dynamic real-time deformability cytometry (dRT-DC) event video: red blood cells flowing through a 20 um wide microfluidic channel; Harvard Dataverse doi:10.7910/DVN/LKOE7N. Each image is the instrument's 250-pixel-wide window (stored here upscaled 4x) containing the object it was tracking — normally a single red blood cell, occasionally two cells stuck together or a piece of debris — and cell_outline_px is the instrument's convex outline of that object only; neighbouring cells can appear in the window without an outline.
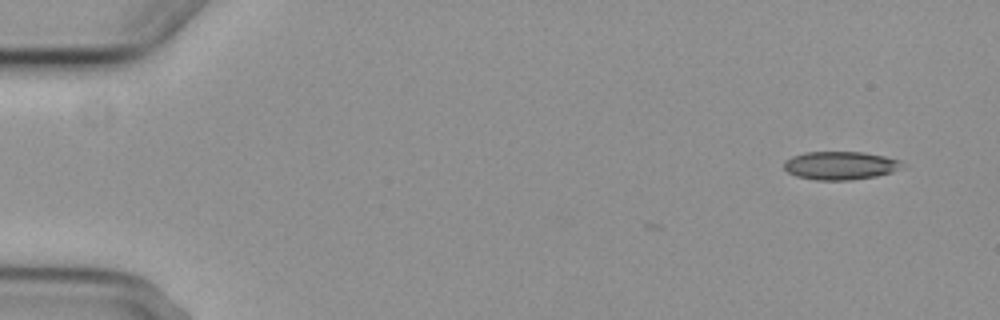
{"species": "common noctule bat (a hibernating species)", "species_latin": "Nyctalus noctula", "temperature_condition": "cold", "stored_images_in_passage": 2, "camera_frame_rate_fps": 3000, "um_per_image_px": 0.085, "animal": {"sex": "female", "body_mass_g": 29.2, "forearm_length_mm": 56.3}, "frame": {"image": 1, "passage_image": 2, "time_ms": 1.333, "image_size_px": [1000, 320], "cell_outline_px": [[900, 164], [892, 172], [876, 176], [852, 180], [816, 180], [796, 176], [788, 172], [784, 168], [784, 160], [792, 156], [804, 152], [864, 152], [884, 156], [900, 160]], "centroid_in_image_um": [71.35, 14.07], "position_along_channel_um": 13.7, "area_um2": 19.31}}